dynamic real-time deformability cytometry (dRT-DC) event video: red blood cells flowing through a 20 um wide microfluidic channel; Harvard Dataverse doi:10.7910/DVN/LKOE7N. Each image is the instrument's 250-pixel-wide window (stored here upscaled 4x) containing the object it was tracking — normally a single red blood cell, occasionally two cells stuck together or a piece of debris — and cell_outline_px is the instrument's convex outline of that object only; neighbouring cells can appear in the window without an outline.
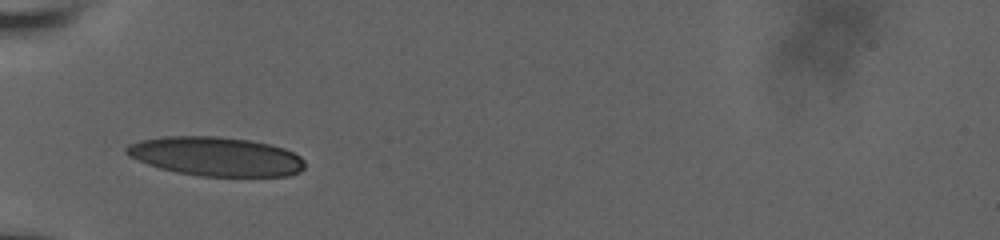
{"species": "human", "species_latin": "Homo sapiens", "temperature_condition": "room temperature", "stored_images_in_passage": 32, "camera_frame_rate_fps": 3000, "um_per_image_px": 0.085, "donor": {"sex": "male"}, "frame": {"image": 1, "passage_image": 1, "time_ms": 0.0, "image_size_px": [1000, 240], "cell_outline_px": [[304, 168], [300, 172], [288, 176], [200, 176], [176, 172], [160, 168], [148, 164], [128, 156], [124, 152], [124, 148], [128, 144], [140, 140], [164, 136], [220, 136], [252, 140], [284, 148], [300, 156], [304, 160]], "centroid_in_image_um": [18.34, 13.29], "position_along_channel_um": 66.7, "area_um2": 40.86}}
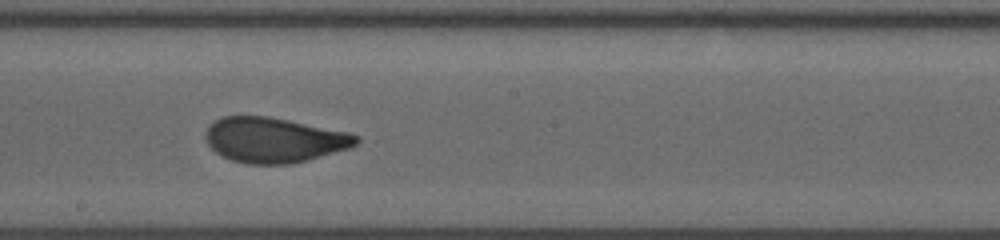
{"frame": {"image": 2, "passage_image": 18, "time_ms": 4.333, "image_size_px": [1000, 240], "cell_outline_px": [[360, 140], [356, 144], [348, 148], [308, 160], [292, 164], [248, 164], [232, 160], [216, 152], [204, 140], [204, 132], [208, 124], [224, 116], [268, 116], [348, 132], [360, 136]], "centroid_in_image_um": [23.26, 11.89], "position_along_channel_um": 224.9, "area_um2": 39.59}}
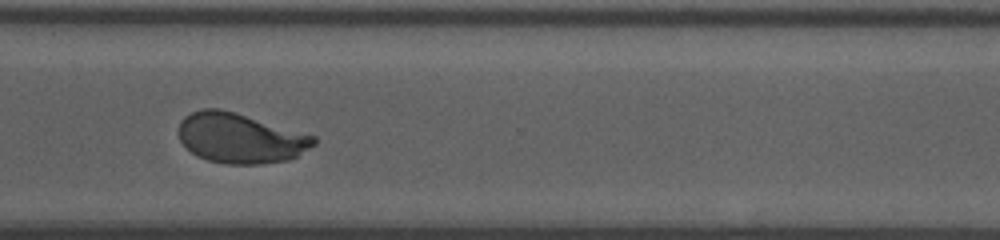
{"frame": {"image": 3, "passage_image": 31, "time_ms": 7.667, "image_size_px": [1000, 240], "cell_outline_px": [[316, 144], [296, 156], [288, 160], [260, 164], [224, 164], [208, 160], [196, 156], [180, 140], [176, 132], [180, 120], [184, 116], [200, 108], [220, 108], [316, 136]], "centroid_in_image_um": [20.38, 11.74], "position_along_channel_um": 350.2, "area_um2": 39.48}}